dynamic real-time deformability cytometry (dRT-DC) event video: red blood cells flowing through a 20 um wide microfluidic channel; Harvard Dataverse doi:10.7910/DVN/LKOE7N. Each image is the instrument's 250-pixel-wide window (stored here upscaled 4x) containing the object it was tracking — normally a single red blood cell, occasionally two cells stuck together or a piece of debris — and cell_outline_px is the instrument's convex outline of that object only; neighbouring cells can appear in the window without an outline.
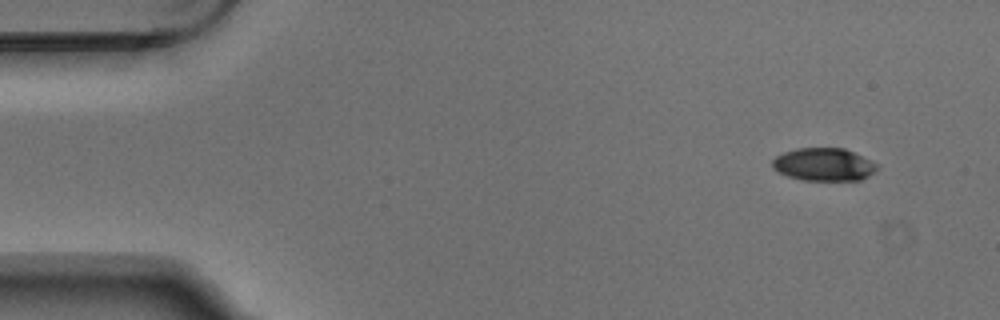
{"species": "Egyptian fruit bat (a non-hibernating species)", "species_latin": "Rousettus aegyptiacus", "temperature_condition": "warm", "stored_images_in_passage": 4, "camera_frame_rate_fps": 3000, "um_per_image_px": 0.085, "animal": {"sex": "male"}, "frame": {"image": 1, "passage_image": 1, "time_ms": 0.0, "image_size_px": [1000, 320], "cell_outline_px": [[880, 168], [868, 176], [860, 180], [804, 180], [788, 176], [772, 168], [772, 160], [776, 156], [784, 152], [796, 148], [844, 148], [876, 164]], "centroid_in_image_um": [70.0, 13.98], "position_along_channel_um": 15.0, "area_um2": 19.83}}
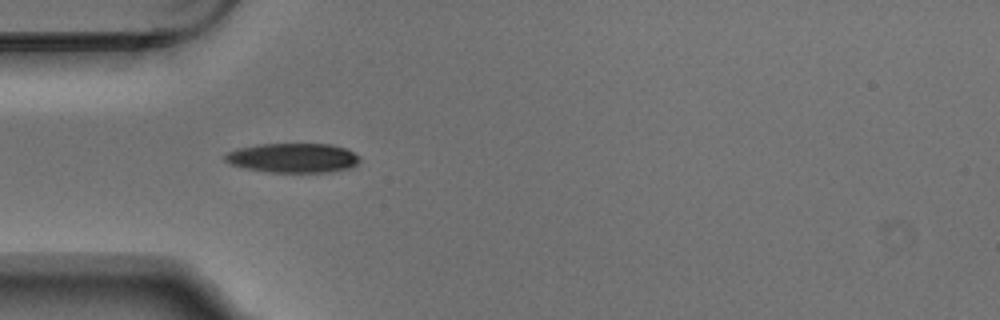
{"frame": {"image": 2, "passage_image": 3, "time_ms": 0.667, "image_size_px": [1000, 320], "cell_outline_px": [[360, 160], [356, 164], [348, 168], [328, 172], [272, 172], [248, 168], [232, 164], [224, 160], [224, 156], [228, 152], [236, 148], [260, 144], [332, 144], [344, 148], [360, 156]], "centroid_in_image_um": [24.91, 13.41], "position_along_channel_um": 60.1, "area_um2": 22.89}}
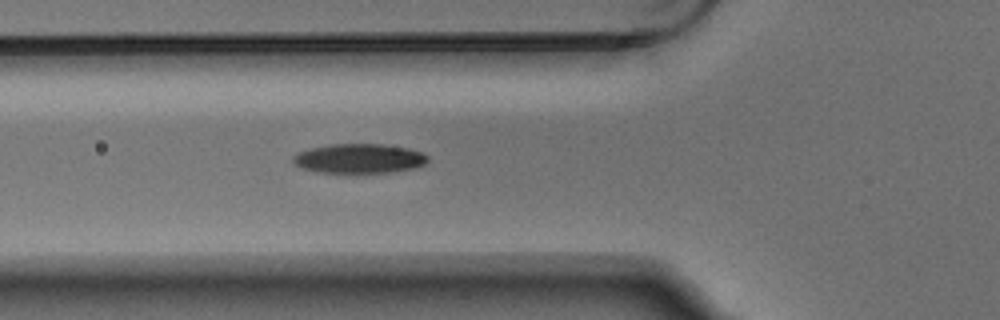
{"frame": {"image": 3, "passage_image": 4, "time_ms": 1.0, "image_size_px": [1000, 320], "cell_outline_px": [[428, 160], [424, 164], [412, 168], [392, 172], [356, 176], [316, 172], [304, 168], [296, 164], [292, 160], [292, 156], [296, 152], [308, 148], [328, 144], [384, 144], [408, 148], [424, 152], [428, 156]], "centroid_in_image_um": [30.5, 13.51], "position_along_channel_um": 95.3, "area_um2": 24.28}}